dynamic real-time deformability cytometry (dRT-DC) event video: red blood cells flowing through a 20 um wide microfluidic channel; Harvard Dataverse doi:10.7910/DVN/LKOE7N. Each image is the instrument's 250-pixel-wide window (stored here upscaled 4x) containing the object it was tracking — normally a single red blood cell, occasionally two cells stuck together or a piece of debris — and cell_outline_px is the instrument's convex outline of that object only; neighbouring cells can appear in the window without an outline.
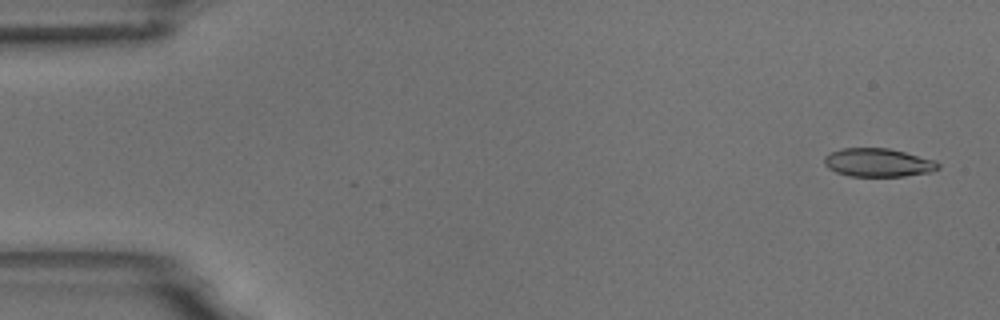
{"species": "common noctule bat (a hibernating species)", "species_latin": "Nyctalus noctula", "temperature_condition": "room temperature", "stored_images_in_passage": 5, "camera_frame_rate_fps": 3000, "um_per_image_px": 0.085, "animal": {"sex": "male", "body_mass_g": 18.8}, "frame": {"image": 1, "passage_image": 1, "time_ms": 0.0, "image_size_px": [1000, 320], "cell_outline_px": [[940, 168], [932, 172], [904, 176], [848, 176], [836, 172], [828, 168], [824, 164], [824, 156], [840, 148], [888, 148], [936, 160], [940, 164]], "centroid_in_image_um": [74.65, 13.82], "position_along_channel_um": 10.4, "area_um2": 18.96}}
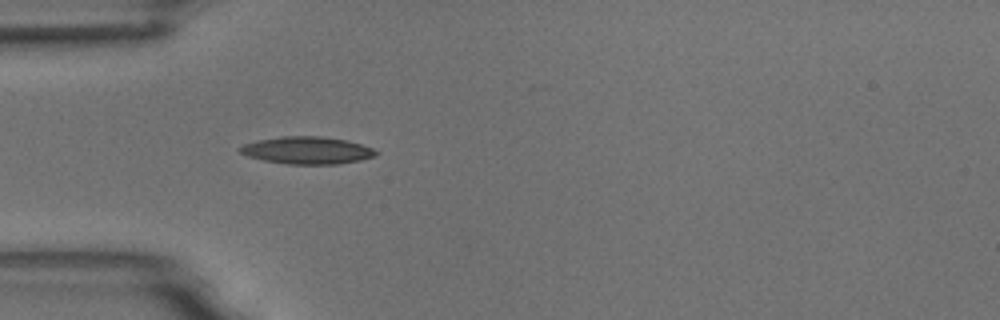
{"frame": {"image": 2, "passage_image": 5, "time_ms": 4.667, "image_size_px": [1000, 320], "cell_outline_px": [[380, 152], [376, 156], [360, 160], [336, 164], [288, 164], [264, 160], [248, 156], [240, 152], [236, 148], [244, 144], [260, 140], [280, 136], [320, 136], [348, 140], [372, 148]], "centroid_in_image_um": [26.12, 12.77], "position_along_channel_um": 58.9, "area_um2": 21.62}}